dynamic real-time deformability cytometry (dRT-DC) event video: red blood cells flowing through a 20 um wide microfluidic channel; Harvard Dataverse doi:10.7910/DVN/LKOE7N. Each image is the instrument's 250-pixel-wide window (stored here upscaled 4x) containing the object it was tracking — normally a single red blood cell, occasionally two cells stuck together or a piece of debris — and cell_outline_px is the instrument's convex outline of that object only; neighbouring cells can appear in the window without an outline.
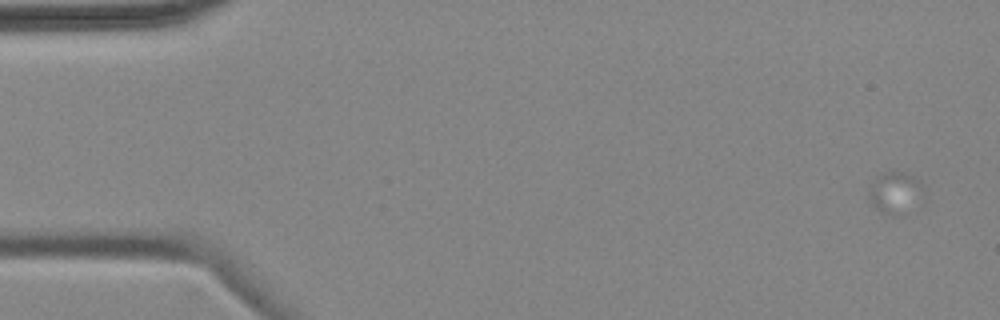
{"species": "common noctule bat (a hibernating species)", "species_latin": "Nyctalus noctula", "temperature_condition": "cold", "stored_images_in_passage": 8, "camera_frame_rate_fps": 3000, "um_per_image_px": 0.085, "animal": {"sex": "female", "body_mass_g": 18.4}, "frame": {"image": 1, "passage_image": 1, "time_ms": 0.0, "image_size_px": [1000, 320], "cell_outline_px": [[924, 204], [920, 208], [904, 216], [892, 216], [880, 212], [872, 204], [868, 196], [868, 192], [872, 184], [888, 168], [896, 168], [920, 176], [924, 184]], "centroid_in_image_um": [76.27, 16.38], "position_along_channel_um": 8.7, "area_um2": 15.03}}